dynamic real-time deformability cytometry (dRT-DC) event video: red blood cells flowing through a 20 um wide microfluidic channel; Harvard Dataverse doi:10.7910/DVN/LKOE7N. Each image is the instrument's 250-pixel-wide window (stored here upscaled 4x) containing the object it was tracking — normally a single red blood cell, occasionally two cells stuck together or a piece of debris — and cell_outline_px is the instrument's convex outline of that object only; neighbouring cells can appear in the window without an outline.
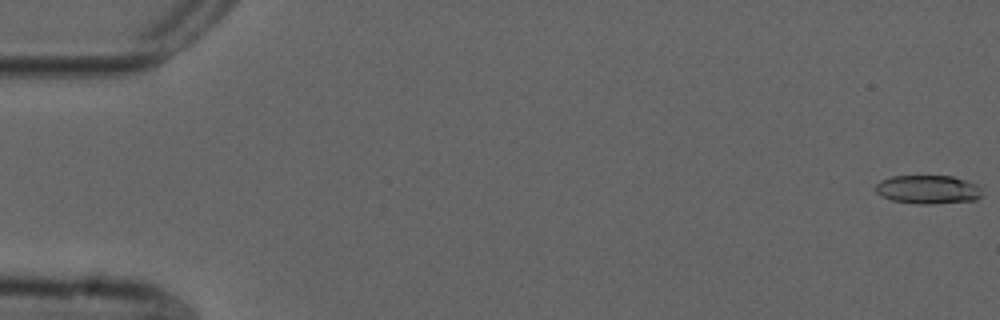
{"species": "common noctule bat (a hibernating species)", "species_latin": "Nyctalus noctula", "temperature_condition": "cold", "stored_images_in_passage": 8, "camera_frame_rate_fps": 3000, "um_per_image_px": 0.085, "animal": {"sex": "male", "forearm_length_mm": 52.5}, "frame": {"image": 1, "passage_image": 1, "time_ms": 0.0, "image_size_px": [1000, 320], "cell_outline_px": [[980, 196], [976, 200], [932, 204], [920, 204], [892, 200], [876, 192], [876, 184], [880, 180], [892, 176], [952, 176], [976, 184], [980, 188]], "centroid_in_image_um": [78.87, 16.1], "position_along_channel_um": 6.1, "area_um2": 17.57}}